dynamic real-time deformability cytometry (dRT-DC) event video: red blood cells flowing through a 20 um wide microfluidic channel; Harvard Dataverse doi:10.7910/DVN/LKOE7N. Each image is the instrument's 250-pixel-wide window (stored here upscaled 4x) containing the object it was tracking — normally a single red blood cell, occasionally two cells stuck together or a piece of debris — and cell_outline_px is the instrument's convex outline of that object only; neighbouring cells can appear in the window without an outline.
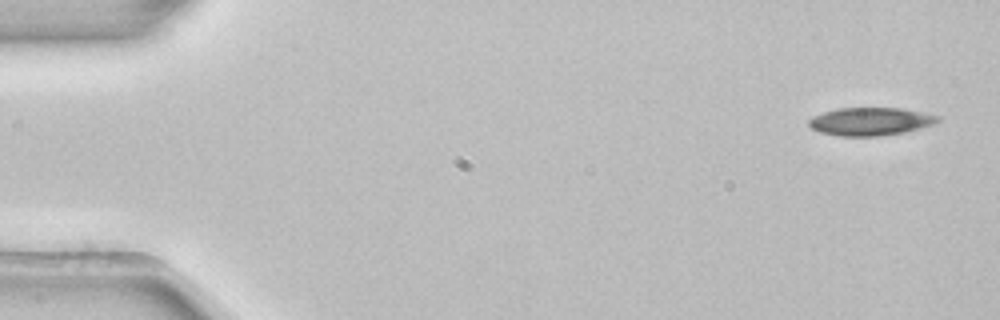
{"species": "common noctule bat (a hibernating species)", "species_latin": "Nyctalus noctula", "temperature_condition": "room temperature", "stored_images_in_passage": 3, "camera_frame_rate_fps": 3000, "um_per_image_px": 0.085, "animal": {"sex": "female", "body_mass_g": 22.7, "forearm_length_mm": 54.2}, "frame": {"image": 1, "passage_image": 1, "time_ms": 0.0, "image_size_px": [1000, 320], "cell_outline_px": [[940, 120], [936, 124], [904, 132], [880, 136], [840, 136], [820, 132], [812, 128], [808, 124], [808, 120], [812, 116], [824, 112], [840, 108], [900, 108], [940, 116]], "centroid_in_image_um": [73.99, 10.33], "position_along_channel_um": 11.0, "area_um2": 20.98}}
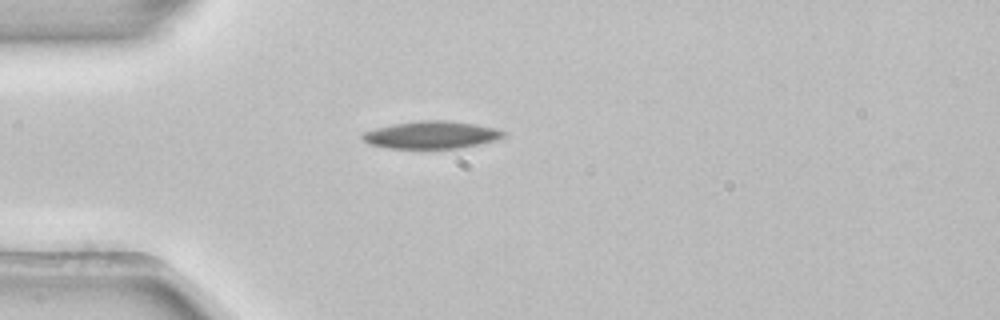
{"frame": {"image": 2, "passage_image": 3, "time_ms": 0.667, "image_size_px": [1000, 320], "cell_outline_px": [[508, 136], [496, 140], [480, 144], [460, 148], [388, 148], [368, 144], [360, 136], [364, 132], [376, 128], [392, 124], [420, 120], [444, 120], [476, 124], [496, 128], [508, 132]], "centroid_in_image_um": [36.72, 11.46], "position_along_channel_um": 48.3, "area_um2": 22.77}}